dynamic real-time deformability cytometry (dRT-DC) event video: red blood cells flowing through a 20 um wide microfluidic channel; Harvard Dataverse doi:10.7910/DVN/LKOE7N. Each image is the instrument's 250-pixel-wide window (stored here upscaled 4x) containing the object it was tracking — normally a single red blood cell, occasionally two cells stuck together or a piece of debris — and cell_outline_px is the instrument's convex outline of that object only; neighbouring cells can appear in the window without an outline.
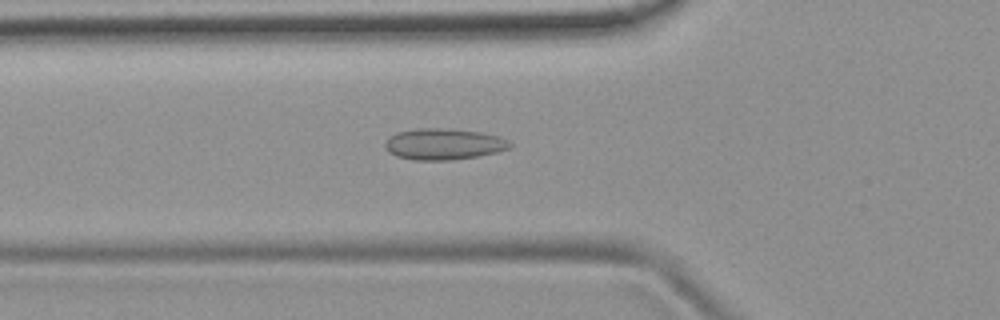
{"species": "common noctule bat (a hibernating species)", "species_latin": "Nyctalus noctula", "temperature_condition": "room temperature", "stored_images_in_passage": 52, "camera_frame_rate_fps": 3000, "um_per_image_px": 0.085, "animal": {"sex": "female", "body_mass_g": 19.9}, "frame": {"image": 1, "passage_image": 18, "time_ms": 5.667, "image_size_px": [1000, 320], "cell_outline_px": [[512, 148], [496, 152], [476, 156], [448, 160], [412, 160], [396, 156], [388, 152], [384, 148], [384, 144], [396, 132], [416, 128], [452, 128], [480, 132], [500, 136], [508, 140], [512, 144]], "centroid_in_image_um": [37.72, 12.24], "position_along_channel_um": 88.1, "area_um2": 22.89}}
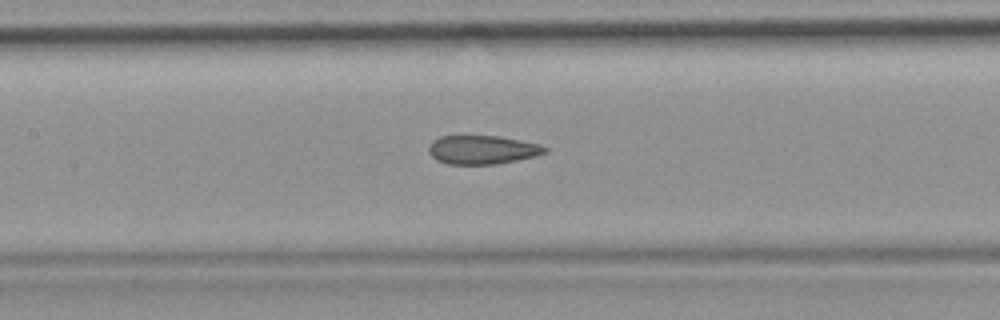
{"frame": {"image": 2, "passage_image": 24, "time_ms": 7.667, "image_size_px": [1000, 320], "cell_outline_px": [[548, 152], [536, 156], [496, 164], [448, 164], [436, 160], [428, 152], [428, 148], [432, 140], [440, 136], [500, 136], [540, 144], [548, 148]], "centroid_in_image_um": [41.0, 12.73], "position_along_channel_um": 166.4, "area_um2": 19.54}}
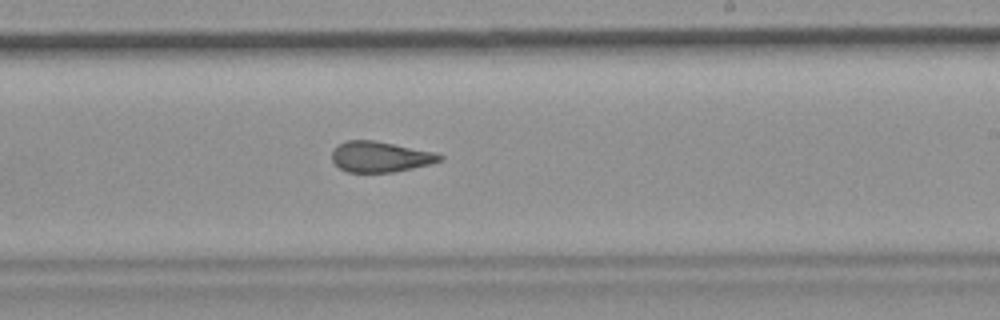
{"frame": {"image": 3, "passage_image": 31, "time_ms": 10.0, "image_size_px": [1000, 320], "cell_outline_px": [[444, 160], [432, 164], [392, 172], [348, 172], [340, 168], [332, 160], [332, 152], [340, 144], [348, 140], [376, 140], [436, 152], [444, 156]], "centroid_in_image_um": [32.39, 13.32], "position_along_channel_um": 256.6, "area_um2": 19.31}, "authors_computed_cell_mechanics": {"area_um2": 20.808, "velocity_mm_per_s": 3.896, "shape_relaxation_time_tau1_ms": null, "shape_relaxation_time_tau2_ms": 2.145, "deformation_change_tau1": null, "deformation_change_tau2": 0.1077}}